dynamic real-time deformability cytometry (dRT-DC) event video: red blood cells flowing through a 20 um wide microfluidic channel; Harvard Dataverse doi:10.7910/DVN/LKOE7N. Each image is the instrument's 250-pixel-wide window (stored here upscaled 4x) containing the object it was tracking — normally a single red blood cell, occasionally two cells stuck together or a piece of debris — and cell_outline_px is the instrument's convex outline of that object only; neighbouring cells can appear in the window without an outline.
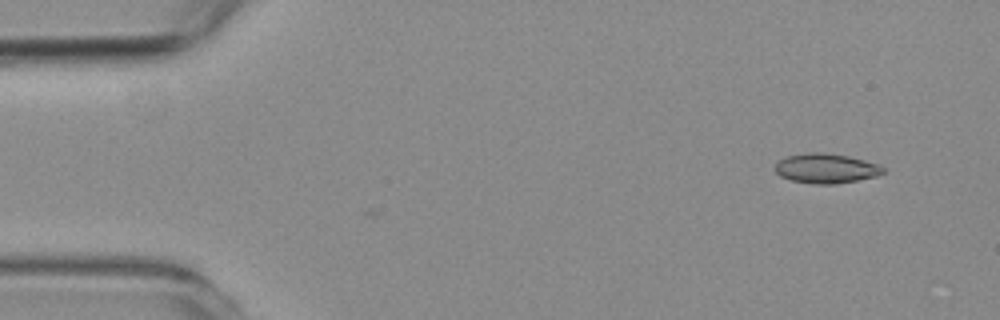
{"species": "common noctule bat (a hibernating species)", "species_latin": "Nyctalus noctula", "temperature_condition": "room temperature", "stored_images_in_passage": 2, "camera_frame_rate_fps": 3000, "um_per_image_px": 0.085, "animal": {"sex": "female", "body_mass_g": 19.3, "forearm_length_mm": 54.1}, "frame": {"image": 1, "passage_image": 1, "time_ms": 0.0, "image_size_px": [1000, 320], "cell_outline_px": [[884, 172], [876, 176], [836, 184], [812, 184], [792, 180], [780, 176], [776, 172], [776, 164], [780, 160], [788, 156], [808, 152], [820, 152], [848, 156], [880, 164], [884, 168]], "centroid_in_image_um": [70.23, 14.31], "position_along_channel_um": 14.8, "area_um2": 18.55}}